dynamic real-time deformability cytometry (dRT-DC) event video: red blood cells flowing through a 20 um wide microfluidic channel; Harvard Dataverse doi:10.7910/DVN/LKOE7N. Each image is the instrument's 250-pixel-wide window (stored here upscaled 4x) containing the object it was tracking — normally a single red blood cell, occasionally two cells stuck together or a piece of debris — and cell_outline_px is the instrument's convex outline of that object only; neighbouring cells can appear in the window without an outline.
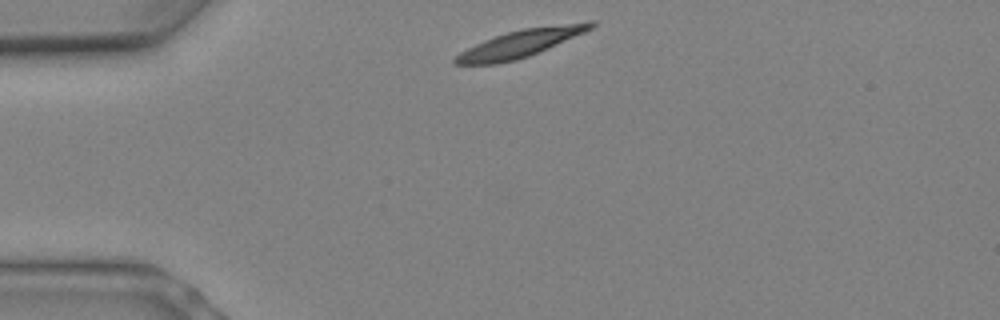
{"species": "Egyptian fruit bat (a non-hibernating species)", "species_latin": "Rousettus aegyptiacus", "temperature_condition": "warm", "stored_images_in_passage": 4, "camera_frame_rate_fps": 3000, "um_per_image_px": 0.085, "animal": {"sex": "female"}, "frame": {"image": 1, "passage_image": 1, "time_ms": 0.0, "image_size_px": [1000, 320], "cell_outline_px": [[596, 24], [592, 28], [584, 32], [548, 48], [528, 56], [516, 60], [496, 64], [452, 64], [452, 60], [460, 52], [484, 40], [508, 32], [524, 28], [588, 20], [596, 20]], "centroid_in_image_um": [44.27, 3.67], "position_along_channel_um": 40.7, "area_um2": 21.56}}
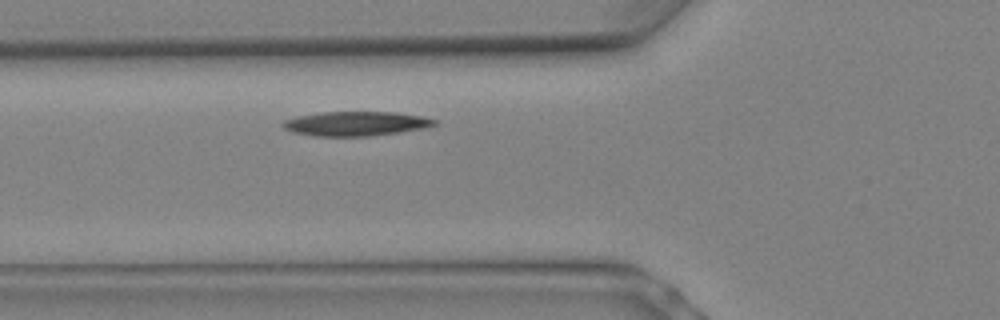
{"frame": {"image": 2, "passage_image": 4, "time_ms": 1.0, "image_size_px": [1000, 320], "cell_outline_px": [[436, 124], [424, 128], [400, 132], [368, 136], [316, 136], [292, 132], [284, 128], [280, 124], [284, 120], [300, 116], [324, 112], [396, 112], [420, 116], [436, 120]], "centroid_in_image_um": [30.23, 10.51], "position_along_channel_um": 95.6, "area_um2": 21.33}}